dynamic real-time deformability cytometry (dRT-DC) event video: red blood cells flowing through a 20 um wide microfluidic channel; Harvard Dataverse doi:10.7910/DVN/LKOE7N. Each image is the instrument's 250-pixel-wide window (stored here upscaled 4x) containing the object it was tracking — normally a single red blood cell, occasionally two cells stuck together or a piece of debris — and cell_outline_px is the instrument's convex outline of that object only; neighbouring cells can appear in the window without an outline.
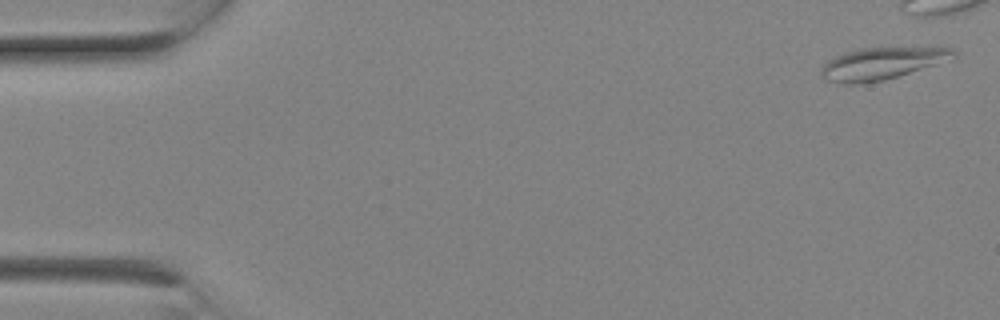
{"species": "Egyptian fruit bat (a non-hibernating species)", "species_latin": "Rousettus aegyptiacus", "temperature_condition": "room temperature", "stored_images_in_passage": 3, "camera_frame_rate_fps": 3000, "um_per_image_px": 0.085, "animal": {"sex": "female"}, "frame": {"image": 1, "passage_image": 1, "time_ms": 0.0, "image_size_px": [1000, 320], "cell_outline_px": [[956, 60], [884, 80], [860, 84], [840, 84], [824, 80], [820, 76], [820, 68], [828, 60], [836, 56], [860, 48], [952, 48], [956, 52]], "centroid_in_image_um": [74.98, 5.42], "position_along_channel_um": 10.0, "area_um2": 25.09}}
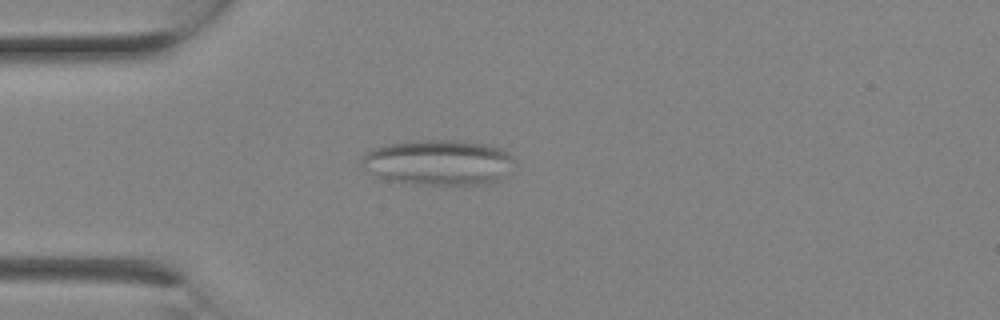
{"frame": {"image": 2, "passage_image": 3, "time_ms": 0.667, "image_size_px": [1000, 320], "cell_outline_px": [[516, 168], [500, 180], [488, 184], [412, 184], [388, 180], [364, 168], [364, 156], [372, 148], [384, 144], [412, 140], [456, 140], [488, 144], [500, 148], [508, 152], [516, 160]], "centroid_in_image_um": [37.38, 13.8], "position_along_channel_um": 47.6, "area_um2": 40.81}}